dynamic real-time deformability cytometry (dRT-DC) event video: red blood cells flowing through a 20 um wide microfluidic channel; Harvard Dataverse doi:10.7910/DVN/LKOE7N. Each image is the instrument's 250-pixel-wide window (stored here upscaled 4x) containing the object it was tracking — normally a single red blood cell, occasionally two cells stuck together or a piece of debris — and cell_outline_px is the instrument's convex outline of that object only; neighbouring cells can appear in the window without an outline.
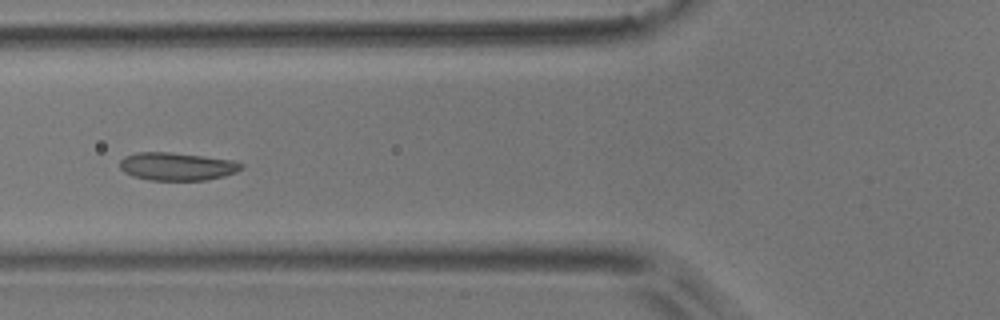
{"species": "common noctule bat (a hibernating species)", "species_latin": "Nyctalus noctula", "temperature_condition": "room temperature", "stored_images_in_passage": 7, "camera_frame_rate_fps": 3000, "um_per_image_px": 0.085, "animal": {"sex": "male", "body_mass_g": 17.9}, "frame": {"image": 1, "passage_image": 4, "time_ms": 1.0, "image_size_px": [1000, 320], "cell_outline_px": [[244, 168], [236, 172], [224, 176], [204, 180], [148, 180], [132, 176], [124, 172], [120, 168], [120, 160], [124, 156], [136, 152], [172, 152], [232, 160], [244, 164]], "centroid_in_image_um": [15.03, 14.14], "position_along_channel_um": 110.8, "area_um2": 19.88}}
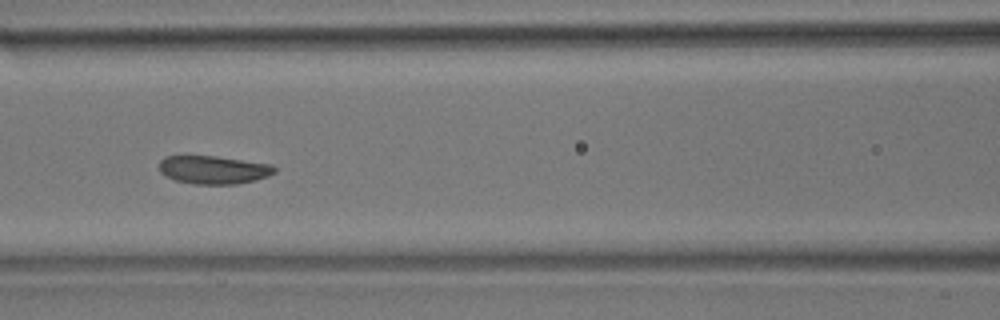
{"frame": {"image": 2, "passage_image": 5, "time_ms": 1.333, "image_size_px": [1000, 320], "cell_outline_px": [[276, 172], [268, 176], [256, 180], [236, 184], [196, 184], [176, 180], [164, 176], [160, 172], [160, 160], [164, 156], [216, 156], [272, 164], [276, 168]], "centroid_in_image_um": [18.16, 14.43], "position_along_channel_um": 148.4, "area_um2": 19.02}}
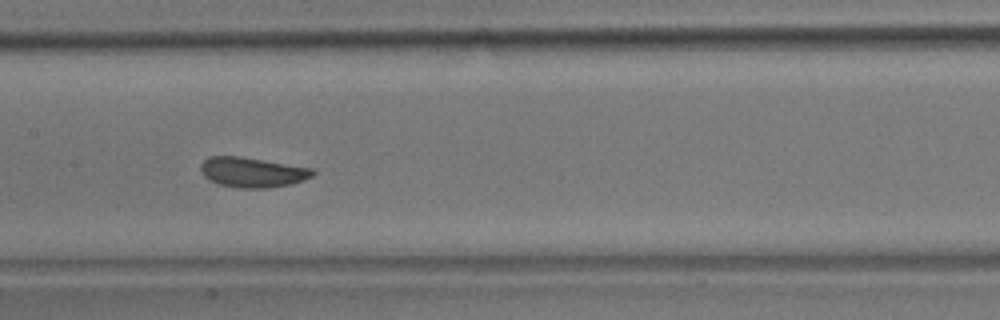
{"frame": {"image": 3, "passage_image": 6, "time_ms": 1.667, "image_size_px": [1000, 320], "cell_outline_px": [[316, 172], [312, 176], [304, 180], [292, 184], [268, 188], [236, 188], [220, 184], [208, 180], [200, 172], [200, 164], [204, 160], [212, 156], [240, 156], [312, 168]], "centroid_in_image_um": [21.44, 14.65], "position_along_channel_um": 186.0, "area_um2": 19.71}}